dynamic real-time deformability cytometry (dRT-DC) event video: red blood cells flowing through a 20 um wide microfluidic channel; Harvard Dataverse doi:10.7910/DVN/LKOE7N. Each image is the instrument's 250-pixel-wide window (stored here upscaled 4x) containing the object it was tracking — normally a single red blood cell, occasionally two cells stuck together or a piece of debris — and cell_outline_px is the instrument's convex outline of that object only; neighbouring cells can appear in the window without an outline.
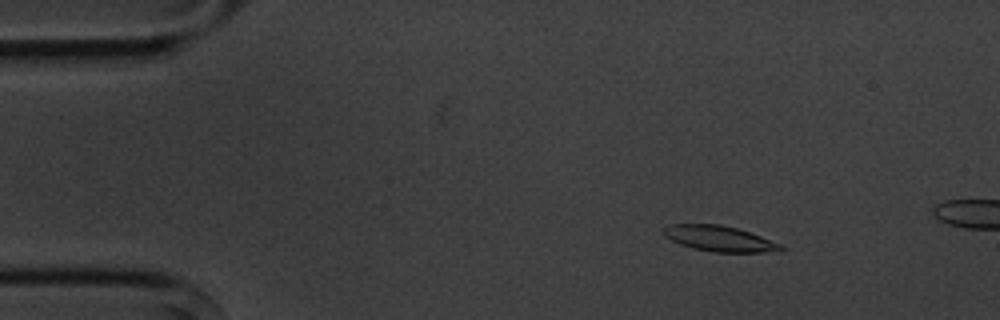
{"species": "common noctule bat (a hibernating species)", "species_latin": "Nyctalus noctula", "temperature_condition": "cold", "stored_images_in_passage": 6, "camera_frame_rate_fps": 3000, "um_per_image_px": 0.085, "animal": {"sex": "male", "body_mass_g": 20.1, "forearm_length_mm": 53.5}, "frame": {"image": 1, "passage_image": 3, "time_ms": 2.333, "image_size_px": [1000, 320], "cell_outline_px": [[784, 248], [780, 252], [712, 252], [692, 248], [680, 244], [664, 236], [660, 232], [660, 228], [668, 224], [720, 224], [736, 228], [760, 236], [780, 244]], "centroid_in_image_um": [61.08, 20.28], "position_along_channel_um": 23.9, "area_um2": 17.63}}